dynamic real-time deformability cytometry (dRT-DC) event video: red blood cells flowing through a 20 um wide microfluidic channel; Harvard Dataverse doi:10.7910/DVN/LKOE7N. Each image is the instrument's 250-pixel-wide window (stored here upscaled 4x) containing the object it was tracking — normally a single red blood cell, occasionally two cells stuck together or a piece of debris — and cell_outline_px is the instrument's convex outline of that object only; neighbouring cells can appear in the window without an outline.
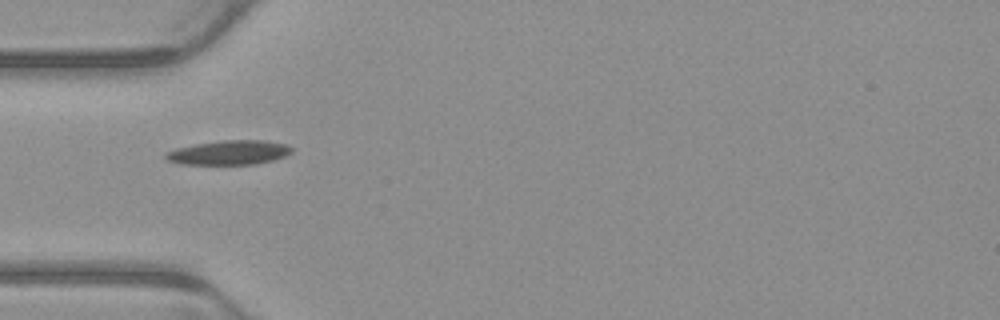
{"species": "common noctule bat (a hibernating species)", "species_latin": "Nyctalus noctula", "temperature_condition": "warm", "stored_images_in_passage": 4, "camera_frame_rate_fps": 3000, "um_per_image_px": 0.085, "animal": {"sex": "male", "body_mass_g": 23.1, "forearm_length_mm": 52.7}, "frame": {"image": 1, "passage_image": 2, "time_ms": 0.333, "image_size_px": [1000, 320], "cell_outline_px": [[292, 152], [284, 156], [272, 160], [256, 164], [180, 164], [168, 160], [164, 156], [168, 152], [176, 148], [196, 144], [224, 140], [264, 140], [284, 144], [292, 148]], "centroid_in_image_um": [19.47, 12.97], "position_along_channel_um": 65.5, "area_um2": 17.63}}
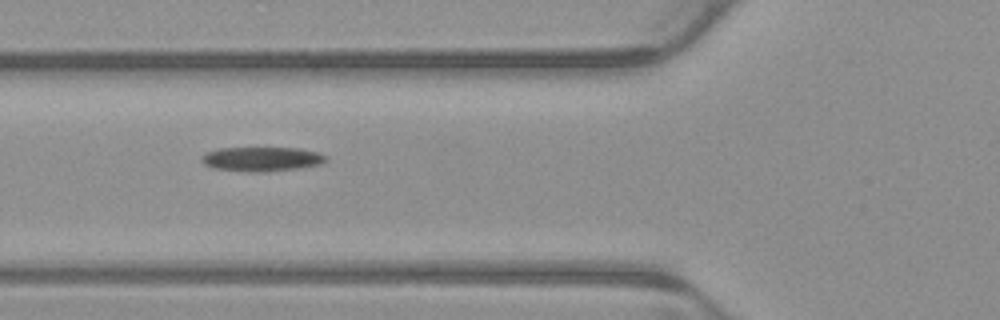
{"frame": {"image": 2, "passage_image": 3, "time_ms": 0.667, "image_size_px": [1000, 320], "cell_outline_px": [[328, 160], [320, 164], [304, 168], [264, 172], [248, 172], [212, 168], [204, 164], [200, 160], [200, 156], [204, 152], [220, 148], [300, 148], [320, 152], [328, 156]], "centroid_in_image_um": [22.26, 13.52], "position_along_channel_um": 103.5, "area_um2": 18.15}}
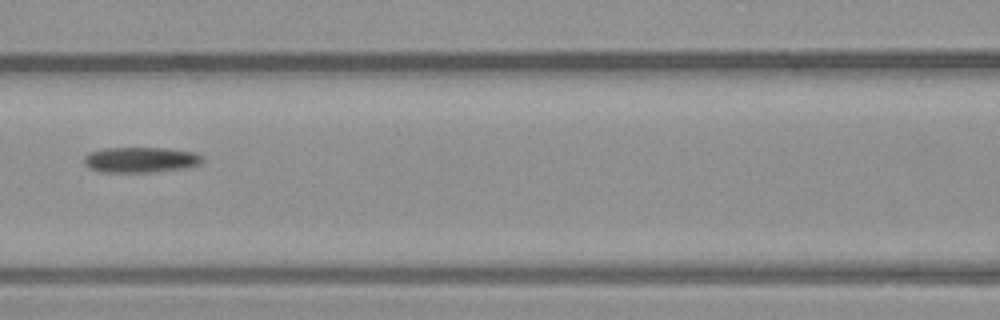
{"frame": {"image": 3, "passage_image": 4, "time_ms": 1.0, "image_size_px": [1000, 320], "cell_outline_px": [[204, 160], [200, 164], [188, 168], [152, 172], [104, 172], [88, 168], [84, 164], [84, 156], [100, 148], [168, 148], [192, 152], [204, 156]], "centroid_in_image_um": [11.98, 13.58], "position_along_channel_um": 154.6, "area_um2": 17.74}}